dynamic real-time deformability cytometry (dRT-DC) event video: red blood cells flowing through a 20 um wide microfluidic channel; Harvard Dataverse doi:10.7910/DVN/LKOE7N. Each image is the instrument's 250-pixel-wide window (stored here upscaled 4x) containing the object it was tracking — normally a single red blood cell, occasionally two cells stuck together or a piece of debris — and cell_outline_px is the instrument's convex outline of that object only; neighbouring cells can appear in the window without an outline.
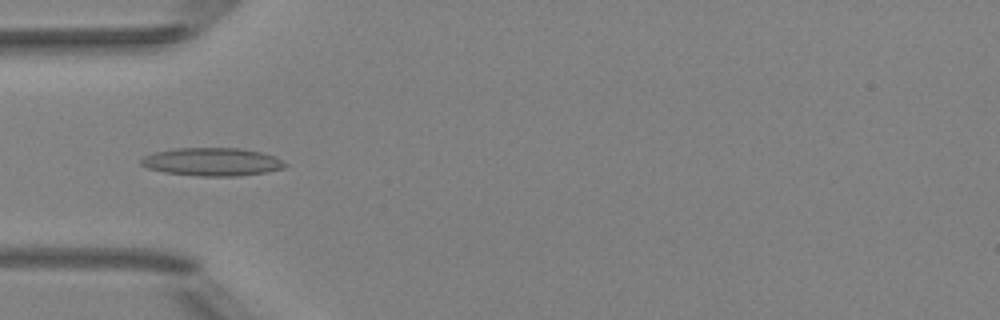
{"species": "Egyptian fruit bat (a non-hibernating species)", "species_latin": "Rousettus aegyptiacus", "temperature_condition": "room temperature", "stored_images_in_passage": 47, "camera_frame_rate_fps": 3000, "um_per_image_px": 0.085, "animal": {"sex": "female"}, "frame": {"image": 1, "passage_image": 17, "time_ms": 5.333, "image_size_px": [1000, 320], "cell_outline_px": [[288, 164], [284, 168], [264, 172], [236, 176], [196, 176], [164, 172], [148, 168], [140, 164], [140, 160], [144, 156], [156, 152], [176, 148], [236, 148], [260, 152], [276, 156]], "centroid_in_image_um": [18.03, 13.76], "position_along_channel_um": 67.0, "area_um2": 23.47}}
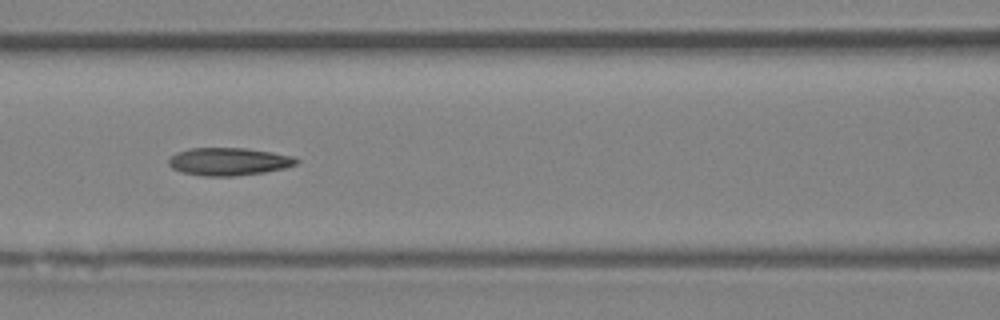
{"frame": {"image": 2, "passage_image": 23, "time_ms": 7.333, "image_size_px": [1000, 320], "cell_outline_px": [[300, 160], [296, 164], [284, 168], [264, 172], [232, 176], [204, 176], [180, 172], [172, 168], [168, 164], [168, 160], [176, 152], [192, 148], [244, 148], [272, 152], [292, 156]], "centroid_in_image_um": [19.42, 13.73], "position_along_channel_um": 147.2, "area_um2": 20.58}}
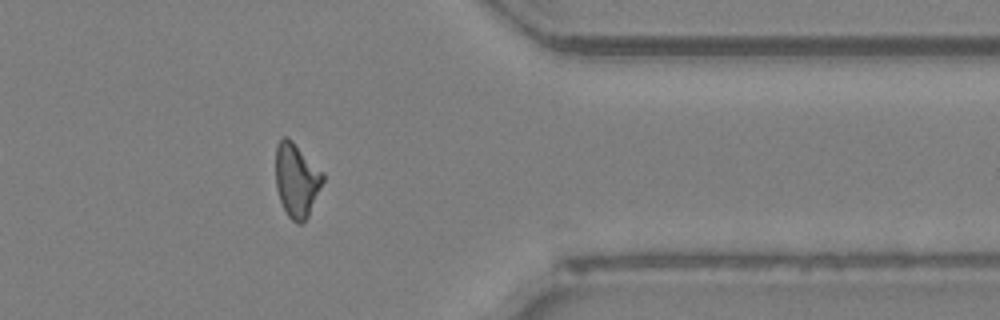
{"frame": {"image": 3, "passage_image": 42, "time_ms": 13.667, "image_size_px": [1000, 320], "cell_outline_px": [[324, 180], [308, 216], [300, 224], [296, 224], [288, 216], [280, 200], [276, 188], [276, 144], [284, 136], [288, 136], [324, 172]], "centroid_in_image_um": [25.21, 15.28], "position_along_channel_um": 386.2, "area_um2": 20.35}, "authors_computed_cell_mechanics": {"area_um2": 20.5768, "velocity_mm_per_s": 4.0278, "shape_relaxation_time_tau1_ms": 6.9431, "shape_relaxation_time_tau2_ms": 3.3394, "deformation_change_tau1": 0.2045, "deformation_change_tau2": 0.1308}}